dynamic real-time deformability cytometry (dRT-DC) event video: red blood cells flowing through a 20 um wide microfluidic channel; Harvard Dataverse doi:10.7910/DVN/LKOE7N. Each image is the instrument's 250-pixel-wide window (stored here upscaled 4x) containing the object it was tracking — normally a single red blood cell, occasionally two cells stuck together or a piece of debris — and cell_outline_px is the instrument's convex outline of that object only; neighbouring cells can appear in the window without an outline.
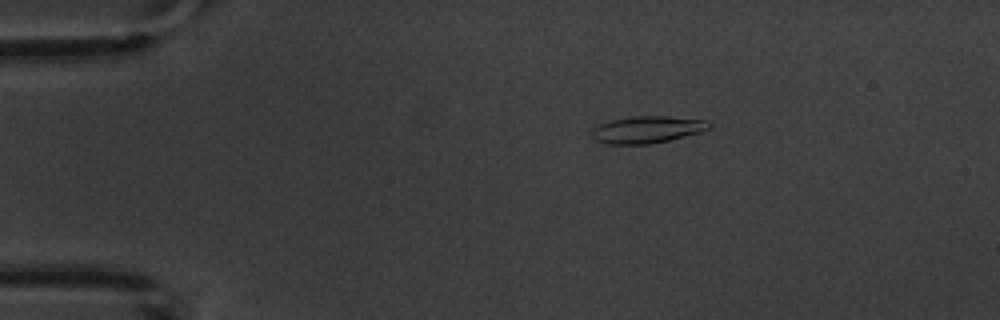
{"species": "common noctule bat (a hibernating species)", "species_latin": "Nyctalus noctula", "temperature_condition": "warm", "stored_images_in_passage": 5, "camera_frame_rate_fps": 3000, "um_per_image_px": 0.085, "animal": {"sex": "male", "body_mass_g": 20.1, "forearm_length_mm": 53.5}, "frame": {"image": 1, "passage_image": 3, "time_ms": 3.0, "image_size_px": [1000, 320], "cell_outline_px": [[712, 128], [700, 132], [668, 140], [648, 144], [608, 144], [596, 140], [592, 136], [592, 128], [596, 124], [608, 120], [632, 116], [668, 116], [708, 120], [712, 124]], "centroid_in_image_um": [55.0, 10.99], "position_along_channel_um": 30.0, "area_um2": 18.67}}